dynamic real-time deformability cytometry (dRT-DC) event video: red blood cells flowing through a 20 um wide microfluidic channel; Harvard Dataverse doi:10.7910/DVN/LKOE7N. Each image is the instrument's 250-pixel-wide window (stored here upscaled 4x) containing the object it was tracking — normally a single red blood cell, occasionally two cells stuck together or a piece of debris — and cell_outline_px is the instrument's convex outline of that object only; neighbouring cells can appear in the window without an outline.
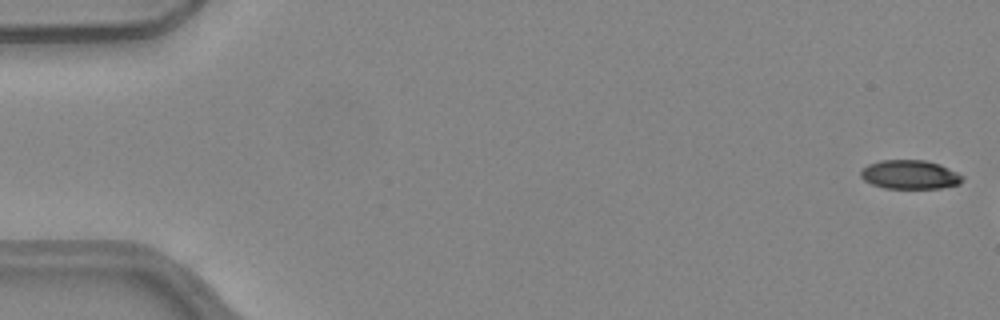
{"species": "common noctule bat (a hibernating species)", "species_latin": "Nyctalus noctula", "temperature_condition": "warm", "stored_images_in_passage": 10, "camera_frame_rate_fps": 3000, "um_per_image_px": 0.085, "animal": {"sex": "female", "body_mass_g": 24.6, "forearm_length_mm": 56.2}, "frame": {"image": 1, "passage_image": 1, "time_ms": 0.0, "image_size_px": [1000, 320], "cell_outline_px": [[964, 180], [960, 184], [940, 188], [884, 188], [872, 184], [864, 180], [860, 176], [860, 172], [868, 164], [880, 160], [924, 160], [940, 164], [964, 176]], "centroid_in_image_um": [77.35, 14.84], "position_along_channel_um": 7.6, "area_um2": 17.17}}